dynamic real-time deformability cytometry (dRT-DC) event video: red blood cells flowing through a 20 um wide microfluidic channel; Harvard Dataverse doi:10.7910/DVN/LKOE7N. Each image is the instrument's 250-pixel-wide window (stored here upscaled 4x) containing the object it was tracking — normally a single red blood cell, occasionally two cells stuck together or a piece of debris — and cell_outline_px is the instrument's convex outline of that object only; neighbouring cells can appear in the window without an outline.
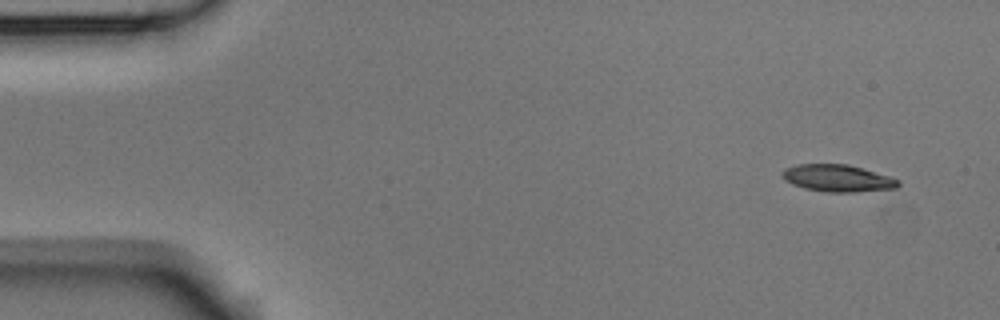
{"species": "Egyptian fruit bat (a non-hibernating species)", "species_latin": "Rousettus aegyptiacus", "temperature_condition": "room temperature", "stored_images_in_passage": 4, "camera_frame_rate_fps": 3000, "um_per_image_px": 0.085, "animal": {"sex": "male"}, "frame": {"image": 1, "passage_image": 1, "time_ms": 0.0, "image_size_px": [1000, 320], "cell_outline_px": [[900, 184], [896, 188], [852, 192], [824, 192], [804, 188], [792, 184], [784, 180], [780, 172], [784, 168], [796, 164], [848, 164], [888, 176], [900, 180]], "centroid_in_image_um": [71.14, 15.14], "position_along_channel_um": 13.9, "area_um2": 18.32}}
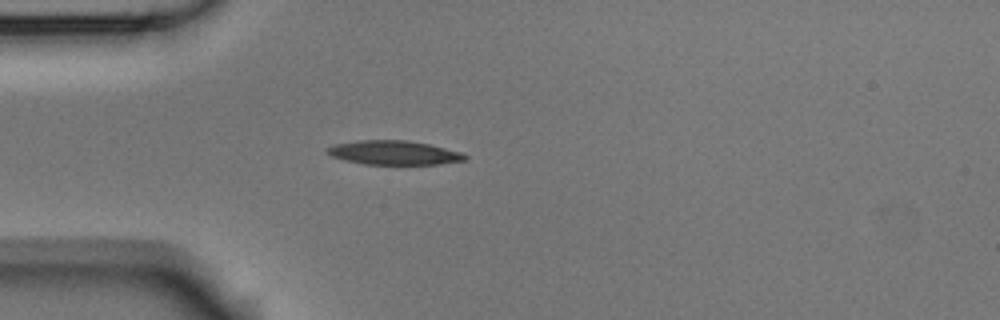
{"frame": {"image": 2, "passage_image": 4, "time_ms": 1.0, "image_size_px": [1000, 320], "cell_outline_px": [[468, 156], [464, 160], [440, 164], [364, 164], [344, 160], [332, 156], [328, 152], [328, 148], [336, 144], [360, 140], [408, 140], [428, 144], [460, 152]], "centroid_in_image_um": [33.49, 12.98], "position_along_channel_um": 51.5, "area_um2": 19.02}}